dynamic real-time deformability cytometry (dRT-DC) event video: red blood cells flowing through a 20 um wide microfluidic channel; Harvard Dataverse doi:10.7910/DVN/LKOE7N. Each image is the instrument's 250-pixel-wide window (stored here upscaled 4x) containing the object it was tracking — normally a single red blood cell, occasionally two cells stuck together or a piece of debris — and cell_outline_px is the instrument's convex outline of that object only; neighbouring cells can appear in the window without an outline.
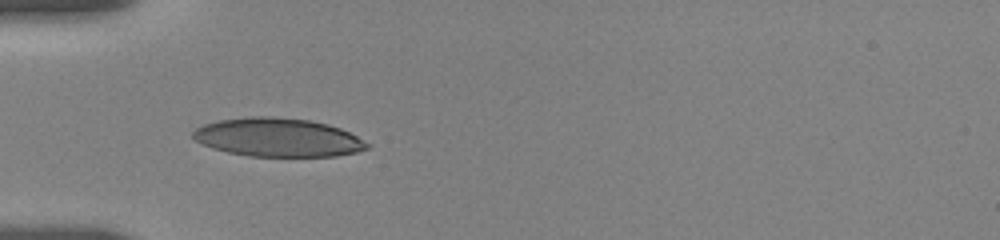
{"species": "human", "species_latin": "Homo sapiens", "temperature_condition": "room temperature", "stored_images_in_passage": 10, "camera_frame_rate_fps": 3000, "um_per_image_px": 0.085, "donor": {"sex": "female"}, "frame": {"image": 1, "passage_image": 1, "time_ms": 0.0, "image_size_px": [1000, 240], "cell_outline_px": [[372, 144], [368, 148], [356, 152], [336, 156], [248, 156], [228, 152], [212, 148], [196, 140], [192, 136], [192, 132], [196, 128], [204, 124], [220, 120], [248, 116], [272, 116], [308, 120], [328, 124], [340, 128]], "centroid_in_image_um": [23.63, 11.68], "position_along_channel_um": 61.4, "area_um2": 39.07}}
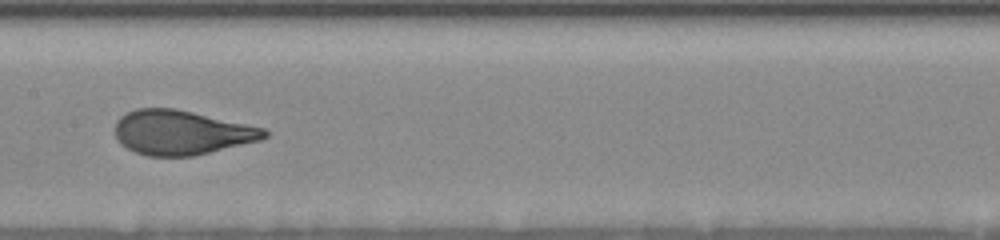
{"frame": {"image": 2, "passage_image": 6, "time_ms": 3.667, "image_size_px": [1000, 240], "cell_outline_px": [[268, 136], [260, 140], [192, 156], [148, 156], [136, 152], [120, 144], [116, 140], [116, 120], [120, 116], [136, 108], [176, 108], [264, 128], [268, 132]], "centroid_in_image_um": [15.39, 11.26], "position_along_channel_um": 192.0, "area_um2": 38.49}}
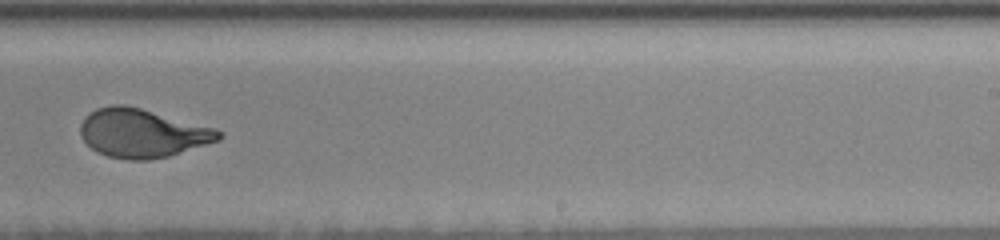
{"frame": {"image": 3, "passage_image": 9, "time_ms": 6.0, "image_size_px": [1000, 240], "cell_outline_px": [[224, 136], [220, 140], [168, 156], [148, 160], [128, 160], [108, 156], [96, 152], [80, 136], [80, 124], [84, 116], [96, 108], [112, 104], [124, 104], [140, 108], [216, 128], [224, 132]], "centroid_in_image_um": [12.09, 11.31], "position_along_channel_um": 276.9, "area_um2": 39.36}}